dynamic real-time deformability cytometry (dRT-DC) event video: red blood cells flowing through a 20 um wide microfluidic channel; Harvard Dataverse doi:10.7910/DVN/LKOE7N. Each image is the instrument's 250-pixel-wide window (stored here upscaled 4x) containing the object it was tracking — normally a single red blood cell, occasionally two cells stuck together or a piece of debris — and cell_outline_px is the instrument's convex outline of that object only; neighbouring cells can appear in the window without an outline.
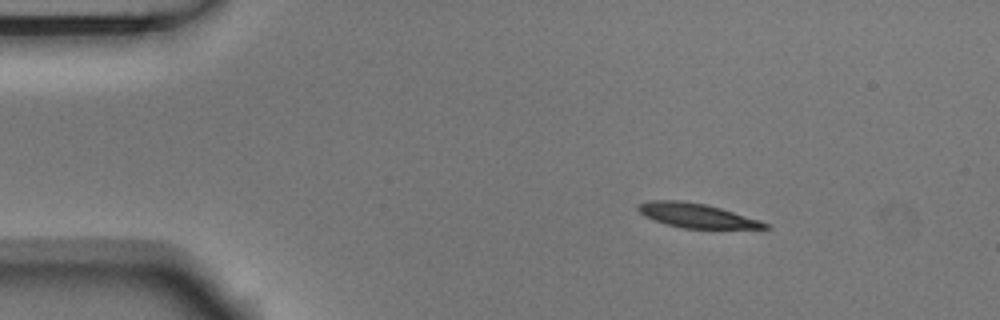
{"species": "Egyptian fruit bat (a non-hibernating species)", "species_latin": "Rousettus aegyptiacus", "temperature_condition": "room temperature", "stored_images_in_passage": 47, "camera_frame_rate_fps": 3000, "um_per_image_px": 0.085, "animal": {"sex": "male"}, "frame": {"image": 1, "passage_image": 1, "time_ms": 0.0, "image_size_px": [1000, 320], "cell_outline_px": [[772, 228], [684, 228], [668, 224], [644, 216], [636, 208], [636, 204], [652, 200], [684, 200], [704, 204], [720, 208], [760, 220], [768, 224]], "centroid_in_image_um": [59.18, 18.3], "position_along_channel_um": 25.8, "area_um2": 17.69}}
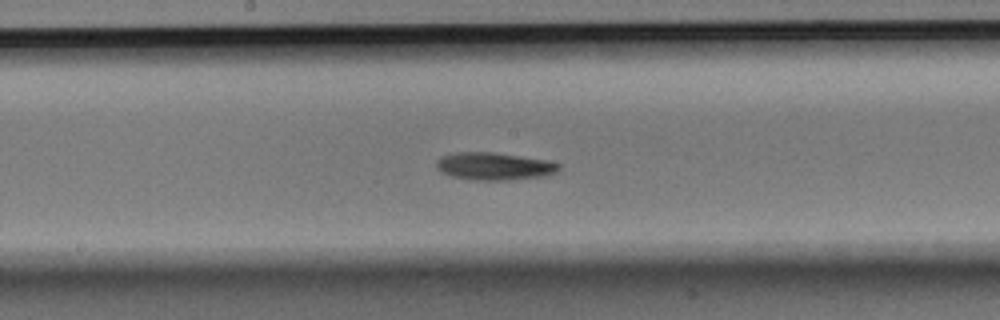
{"frame": {"image": 2, "passage_image": 21, "time_ms": 6.667, "image_size_px": [1000, 320], "cell_outline_px": [[560, 168], [556, 172], [544, 176], [512, 180], [472, 180], [452, 176], [440, 172], [436, 168], [436, 160], [440, 156], [452, 152], [496, 152], [548, 160], [560, 164]], "centroid_in_image_um": [41.98, 14.12], "position_along_channel_um": 206.2, "area_um2": 20.0}}
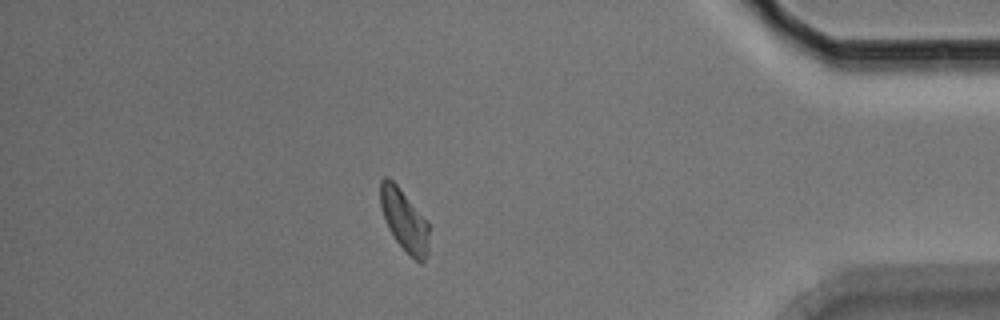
{"frame": {"image": 3, "passage_image": 40, "time_ms": 13.0, "image_size_px": [1000, 320], "cell_outline_px": [[428, 252], [424, 260], [420, 264], [396, 240], [388, 228], [380, 208], [380, 180], [384, 176], [388, 176], [396, 184], [428, 224]], "centroid_in_image_um": [34.32, 18.7], "position_along_channel_um": 400.9, "area_um2": 16.99}, "authors_computed_cell_mechanics": {"area_um2": 18.4382, "velocity_mm_per_s": 3.6913, "shape_relaxation_time_tau1_ms": 2.2503, "shape_relaxation_time_tau2_ms": null, "deformation_change_tau1": 0.1321, "deformation_change_tau2": null}}